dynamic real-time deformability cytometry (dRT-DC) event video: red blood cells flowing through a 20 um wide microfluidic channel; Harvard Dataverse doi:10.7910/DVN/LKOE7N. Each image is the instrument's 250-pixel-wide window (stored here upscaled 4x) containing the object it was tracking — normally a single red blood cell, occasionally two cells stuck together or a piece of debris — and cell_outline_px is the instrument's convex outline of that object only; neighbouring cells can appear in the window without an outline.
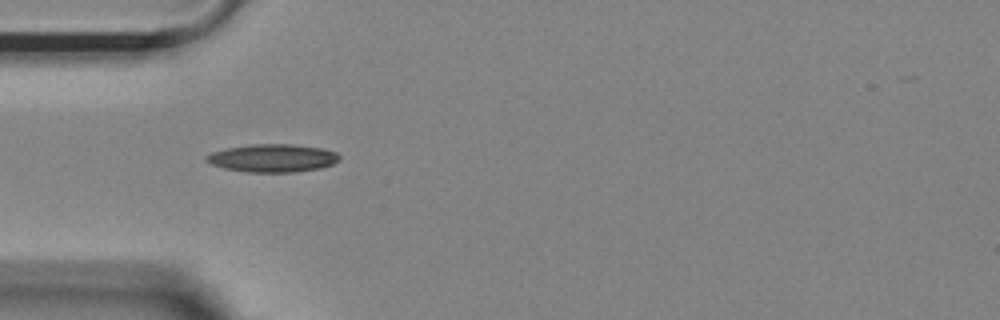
{"species": "Egyptian fruit bat (a non-hibernating species)", "species_latin": "Rousettus aegyptiacus", "temperature_condition": "room temperature", "stored_images_in_passage": 19, "camera_frame_rate_fps": 3000, "um_per_image_px": 0.085, "animal": {"sex": "female"}, "frame": {"image": 1, "passage_image": 1, "time_ms": 0.0, "image_size_px": [1000, 320], "cell_outline_px": [[340, 160], [332, 164], [320, 168], [296, 172], [248, 172], [224, 168], [212, 164], [204, 160], [204, 156], [212, 152], [224, 148], [252, 144], [292, 144], [320, 148], [336, 152], [340, 156]], "centroid_in_image_um": [23.15, 13.43], "position_along_channel_um": 61.9, "area_um2": 21.73}}
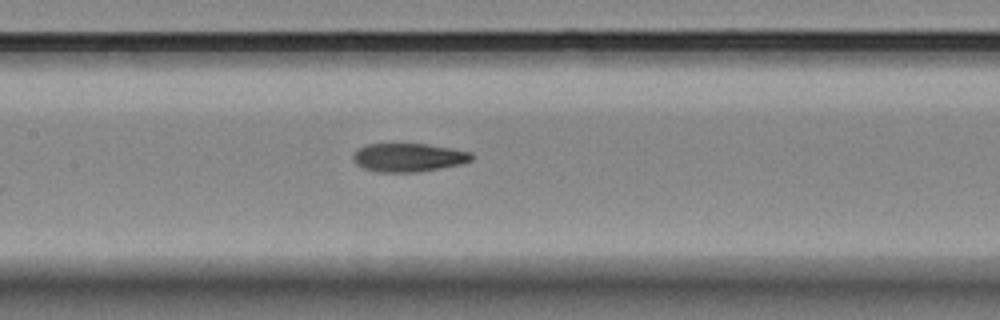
{"frame": {"image": 2, "passage_image": 10, "time_ms": 3.0, "image_size_px": [1000, 320], "cell_outline_px": [[476, 156], [472, 160], [460, 164], [440, 168], [416, 172], [376, 172], [364, 168], [356, 164], [352, 156], [356, 148], [368, 144], [428, 144], [452, 148], [472, 152]], "centroid_in_image_um": [34.73, 13.38], "position_along_channel_um": 172.7, "area_um2": 19.83}}
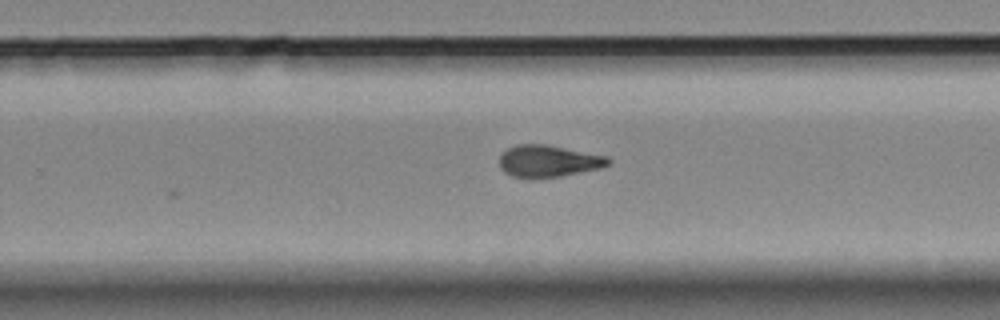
{"frame": {"image": 3, "passage_image": 19, "time_ms": 6.0, "image_size_px": [1000, 320], "cell_outline_px": [[612, 164], [600, 168], [560, 176], [532, 180], [528, 180], [512, 176], [504, 172], [500, 168], [500, 156], [508, 148], [516, 144], [544, 144], [608, 156], [612, 160]], "centroid_in_image_um": [46.61, 13.72], "position_along_channel_um": 283.2, "area_um2": 20.58}}